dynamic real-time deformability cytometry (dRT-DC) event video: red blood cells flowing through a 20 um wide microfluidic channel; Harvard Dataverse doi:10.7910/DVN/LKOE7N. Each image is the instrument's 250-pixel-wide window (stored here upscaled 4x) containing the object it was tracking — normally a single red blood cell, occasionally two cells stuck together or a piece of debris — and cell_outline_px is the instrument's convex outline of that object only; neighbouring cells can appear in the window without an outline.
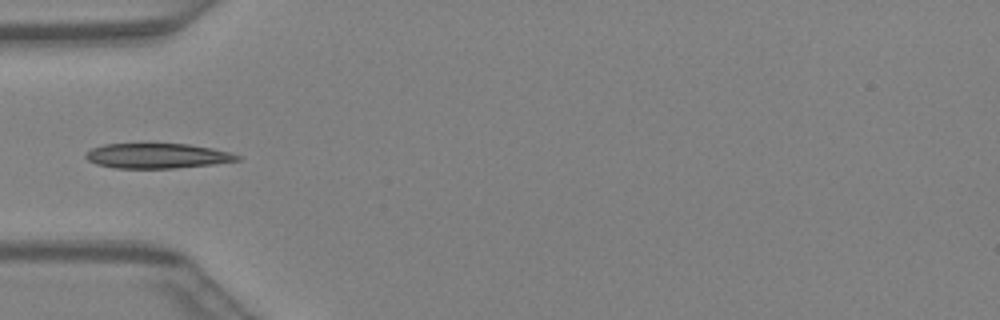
{"species": "Egyptian fruit bat (a non-hibernating species)", "species_latin": "Rousettus aegyptiacus", "temperature_condition": "warm", "stored_images_in_passage": 19, "camera_frame_rate_fps": 3000, "um_per_image_px": 0.085, "animal": {"sex": "female"}, "frame": {"image": 1, "passage_image": 14, "time_ms": 4.333, "image_size_px": [1000, 320], "cell_outline_px": [[240, 160], [212, 164], [172, 168], [116, 168], [96, 164], [88, 160], [84, 156], [92, 148], [104, 144], [188, 144], [212, 148], [228, 152], [240, 156]], "centroid_in_image_um": [13.34, 13.24], "position_along_channel_um": 71.7, "area_um2": 21.79}}
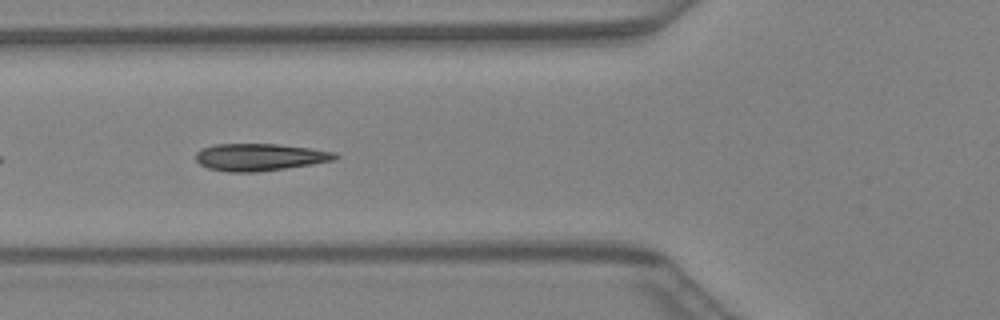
{"frame": {"image": 2, "passage_image": 16, "time_ms": 5.0, "image_size_px": [1000, 320], "cell_outline_px": [[340, 156], [336, 160], [312, 164], [256, 172], [228, 172], [208, 168], [200, 164], [196, 160], [196, 152], [200, 148], [216, 144], [276, 144], [312, 148], [336, 152]], "centroid_in_image_um": [22.09, 13.35], "position_along_channel_um": 103.7, "area_um2": 22.2}}